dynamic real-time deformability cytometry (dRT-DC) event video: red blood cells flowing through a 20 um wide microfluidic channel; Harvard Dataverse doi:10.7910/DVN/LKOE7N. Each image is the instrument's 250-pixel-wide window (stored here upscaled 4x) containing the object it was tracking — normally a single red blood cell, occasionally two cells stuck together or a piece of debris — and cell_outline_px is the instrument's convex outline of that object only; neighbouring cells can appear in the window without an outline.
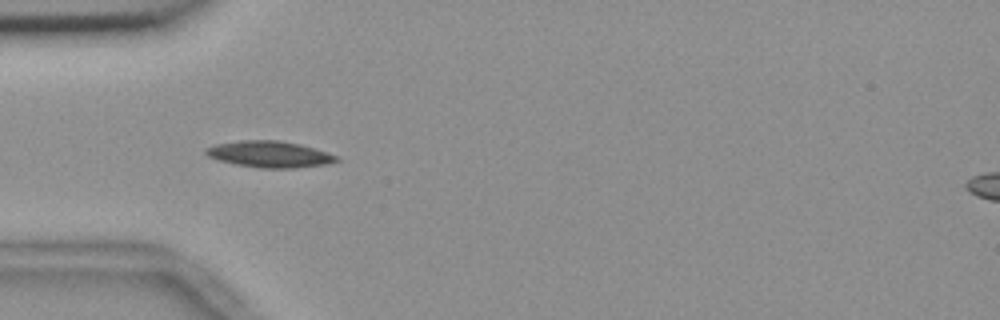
{"species": "common noctule bat (a hibernating species)", "species_latin": "Nyctalus noctula", "temperature_condition": "room temperature", "stored_images_in_passage": 9, "camera_frame_rate_fps": 3000, "um_per_image_px": 0.085, "animal": {"sex": "female", "body_mass_g": 18.4}, "frame": {"image": 1, "passage_image": 6, "time_ms": 1.667, "image_size_px": [1000, 320], "cell_outline_px": [[340, 160], [328, 164], [296, 168], [260, 168], [236, 164], [216, 160], [208, 156], [204, 152], [204, 148], [216, 144], [240, 140], [280, 140], [300, 144], [340, 156]], "centroid_in_image_um": [22.92, 13.11], "position_along_channel_um": 62.1, "area_um2": 20.29}}
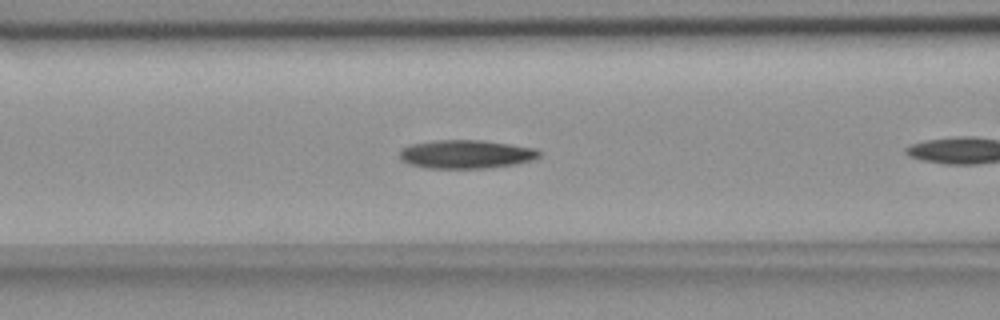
{"frame": {"image": 2, "passage_image": 8, "time_ms": 2.333, "image_size_px": [1000, 320], "cell_outline_px": [[540, 156], [532, 160], [516, 164], [488, 168], [428, 168], [412, 164], [400, 160], [400, 148], [408, 144], [432, 140], [484, 140], [536, 148], [540, 152]], "centroid_in_image_um": [39.6, 13.09], "position_along_channel_um": 127.0, "area_um2": 23.41}}